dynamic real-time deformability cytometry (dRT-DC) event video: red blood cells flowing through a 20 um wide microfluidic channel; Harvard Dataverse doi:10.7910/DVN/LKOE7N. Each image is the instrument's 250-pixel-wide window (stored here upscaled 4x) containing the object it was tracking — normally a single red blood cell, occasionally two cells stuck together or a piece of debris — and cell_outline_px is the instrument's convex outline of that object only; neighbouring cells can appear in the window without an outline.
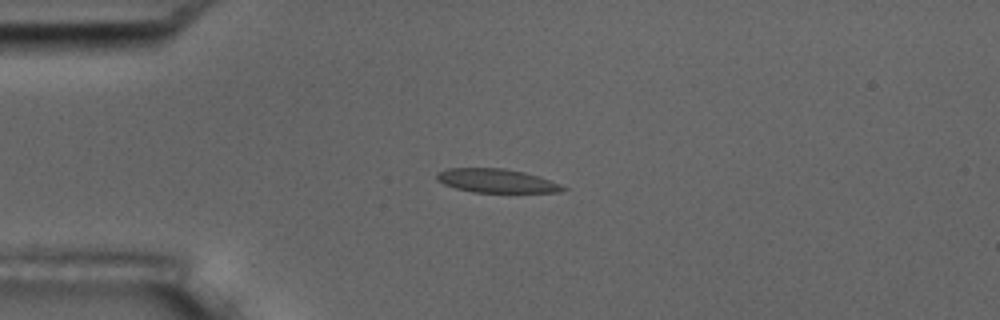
{"species": "common noctule bat (a hibernating species)", "species_latin": "Nyctalus noctula", "temperature_condition": "room temperature", "stored_images_in_passage": 13, "camera_frame_rate_fps": 3000, "um_per_image_px": 0.085, "animal": {"sex": "male", "body_mass_g": 17.5, "forearm_length_mm": 52.3}, "frame": {"image": 1, "passage_image": 4, "time_ms": 4.333, "image_size_px": [1000, 320], "cell_outline_px": [[568, 188], [560, 192], [472, 192], [456, 188], [444, 184], [436, 180], [436, 172], [448, 168], [504, 168], [524, 172], [540, 176], [560, 184]], "centroid_in_image_um": [42.19, 15.36], "position_along_channel_um": 42.8, "area_um2": 17.51}}
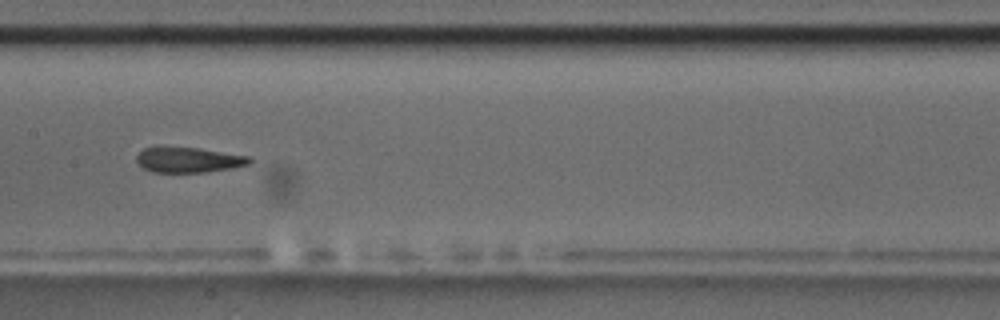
{"frame": {"image": 2, "passage_image": 8, "time_ms": 9.0, "image_size_px": [1000, 320], "cell_outline_px": [[252, 160], [248, 164], [232, 168], [204, 172], [152, 172], [144, 168], [136, 160], [136, 156], [144, 148], [156, 144], [164, 144], [196, 148], [252, 156]], "centroid_in_image_um": [15.97, 13.54], "position_along_channel_um": 191.4, "area_um2": 17.17}}
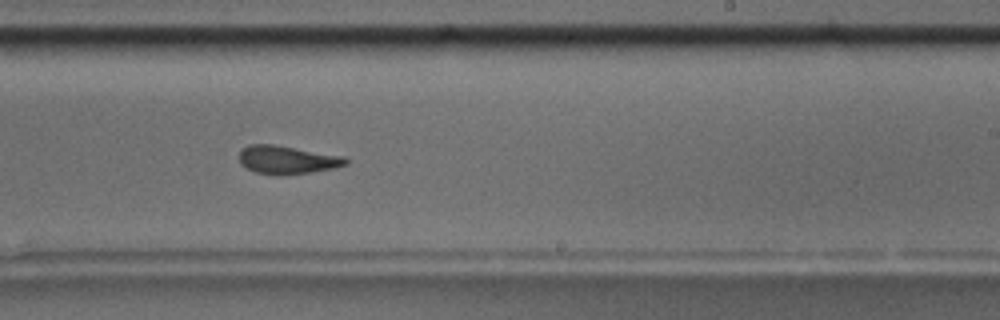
{"frame": {"image": 3, "passage_image": 10, "time_ms": 11.0, "image_size_px": [1000, 320], "cell_outline_px": [[348, 164], [336, 168], [308, 172], [256, 172], [240, 164], [240, 152], [248, 144], [272, 144], [344, 156], [348, 160]], "centroid_in_image_um": [24.45, 13.53], "position_along_channel_um": 264.6, "area_um2": 16.7}, "authors_computed_cell_mechanics": {"area_um2": 17.3978, "velocity_mm_per_s": 3.6671, "shape_relaxation_time_tau1_ms": 5.1729, "shape_relaxation_time_tau2_ms": 1.2246, "deformation_change_tau1": 0.1377, "deformation_change_tau2": 0.0537}}